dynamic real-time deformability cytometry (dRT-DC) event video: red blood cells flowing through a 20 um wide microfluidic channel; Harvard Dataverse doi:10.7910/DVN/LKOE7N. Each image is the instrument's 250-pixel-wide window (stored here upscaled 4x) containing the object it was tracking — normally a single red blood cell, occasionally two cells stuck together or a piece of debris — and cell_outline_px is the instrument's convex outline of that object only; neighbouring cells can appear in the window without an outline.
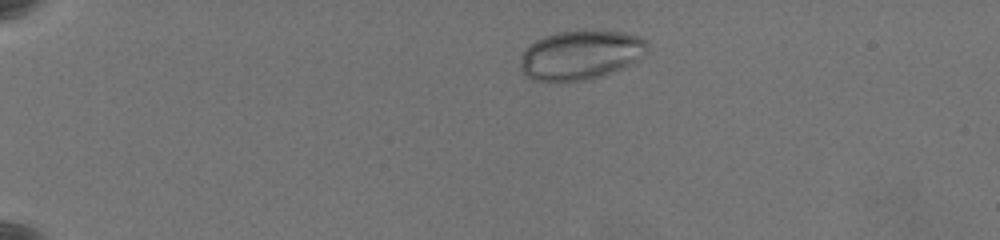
{"species": "common noctule bat (a hibernating species)", "species_latin": "Nyctalus noctula", "temperature_condition": "warm", "stored_images_in_passage": 49, "camera_frame_rate_fps": 3000, "um_per_image_px": 0.085, "animal": {"sex": "female", "body_mass_g": 19.5, "forearm_length_mm": 54.1}, "frame": {"image": 1, "passage_image": 1, "time_ms": 0.0, "image_size_px": [1000, 240], "cell_outline_px": [[648, 48], [636, 60], [624, 68], [616, 72], [604, 76], [584, 80], [532, 80], [520, 68], [520, 60], [524, 52], [536, 40], [544, 36], [560, 32], [624, 32], [640, 36], [648, 44]], "centroid_in_image_um": [49.38, 4.69], "position_along_channel_um": 35.6, "area_um2": 35.66}}
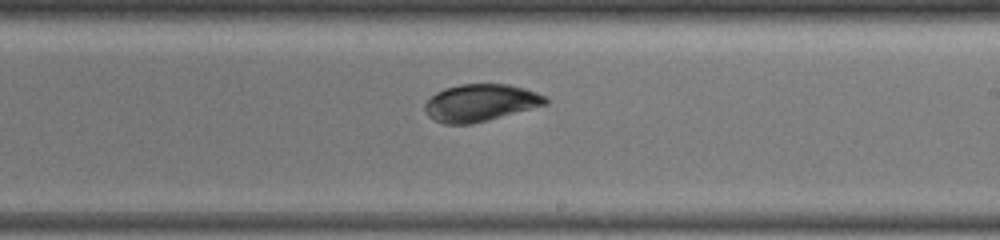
{"frame": {"image": 2, "passage_image": 27, "time_ms": 8.667, "image_size_px": [1000, 240], "cell_outline_px": [[548, 104], [488, 120], [472, 124], [444, 124], [432, 120], [428, 116], [424, 108], [424, 104], [436, 92], [444, 88], [460, 84], [508, 84], [524, 88], [548, 96]], "centroid_in_image_um": [40.83, 8.74], "position_along_channel_um": 248.2, "area_um2": 26.3}}
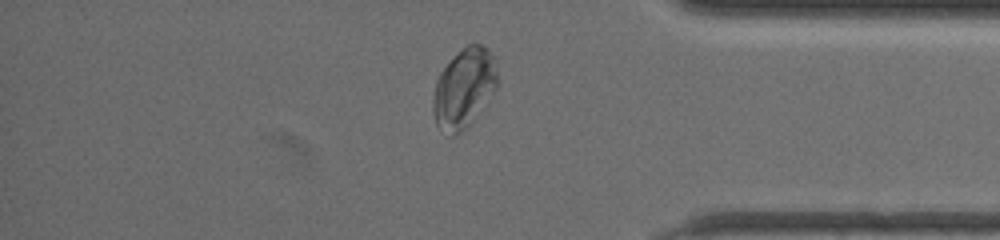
{"frame": {"image": 3, "passage_image": 41, "time_ms": 13.333, "image_size_px": [1000, 240], "cell_outline_px": [[500, 80], [496, 88], [468, 128], [464, 132], [456, 136], [452, 136], [436, 124], [432, 112], [432, 96], [436, 80], [440, 72], [468, 44], [480, 44], [492, 56]], "centroid_in_image_um": [39.43, 7.57], "position_along_channel_um": 395.8, "area_um2": 29.59}, "authors_computed_cell_mechanics": {"area_um2": 28.2642, "velocity_mm_per_s": 3.4212, "shape_relaxation_time_tau1_ms": 2.8102, "shape_relaxation_time_tau2_ms": 1.5118, "deformation_change_tau1": 0.0681, "deformation_change_tau2": 0.0502}}